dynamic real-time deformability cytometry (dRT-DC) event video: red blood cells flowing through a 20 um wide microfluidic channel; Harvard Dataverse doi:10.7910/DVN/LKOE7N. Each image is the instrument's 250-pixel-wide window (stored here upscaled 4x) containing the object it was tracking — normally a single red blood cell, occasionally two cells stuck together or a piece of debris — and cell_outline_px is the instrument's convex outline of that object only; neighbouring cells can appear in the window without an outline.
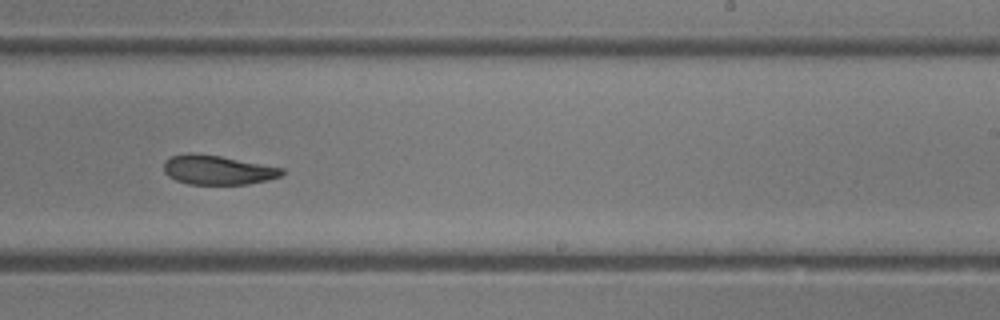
{"species": "common noctule bat (a hibernating species)", "species_latin": "Nyctalus noctula", "temperature_condition": "room temperature", "stored_images_in_passage": 34, "camera_frame_rate_fps": 3000, "um_per_image_px": 0.085, "animal": {"sex": "female"}, "frame": {"image": 1, "passage_image": 20, "time_ms": 6.333, "image_size_px": [1000, 320], "cell_outline_px": [[284, 172], [280, 176], [268, 180], [248, 184], [188, 184], [176, 180], [168, 176], [164, 172], [164, 160], [172, 156], [188, 152], [192, 152], [220, 156], [284, 168]], "centroid_in_image_um": [18.47, 14.44], "position_along_channel_um": 270.5, "area_um2": 20.23}}